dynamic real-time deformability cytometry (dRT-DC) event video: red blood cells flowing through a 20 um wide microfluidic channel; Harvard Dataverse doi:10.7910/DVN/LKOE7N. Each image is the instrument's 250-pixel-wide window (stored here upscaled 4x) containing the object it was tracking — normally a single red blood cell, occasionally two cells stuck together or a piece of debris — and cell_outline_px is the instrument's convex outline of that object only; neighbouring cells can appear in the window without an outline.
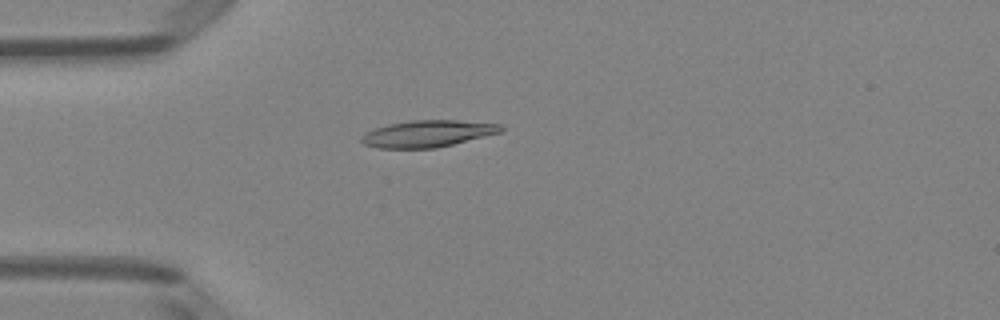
{"species": "Egyptian fruit bat (a non-hibernating species)", "species_latin": "Rousettus aegyptiacus", "temperature_condition": "room temperature", "stored_images_in_passage": 51, "camera_frame_rate_fps": 3000, "um_per_image_px": 0.085, "animal": {"sex": "female"}, "frame": {"image": 1, "passage_image": 14, "time_ms": 4.333, "image_size_px": [1000, 320], "cell_outline_px": [[504, 132], [436, 148], [376, 148], [364, 144], [360, 140], [360, 136], [364, 132], [388, 124], [412, 120], [456, 120], [504, 124]], "centroid_in_image_um": [36.38, 11.36], "position_along_channel_um": 48.6, "area_um2": 22.02}}
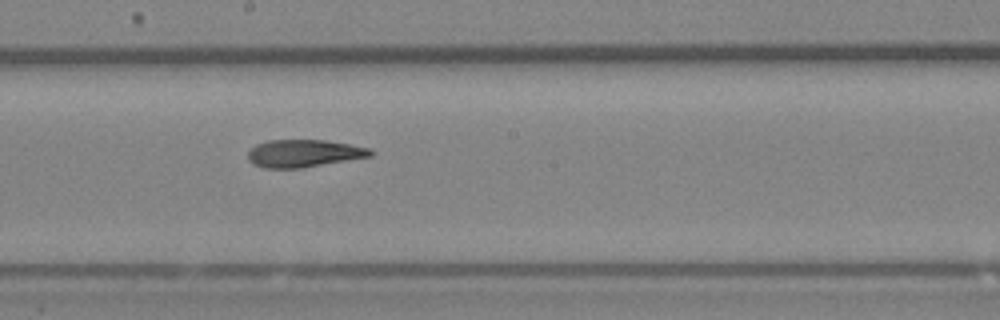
{"frame": {"image": 2, "passage_image": 28, "time_ms": 9.0, "image_size_px": [1000, 320], "cell_outline_px": [[372, 156], [304, 168], [264, 168], [252, 164], [248, 160], [248, 152], [256, 144], [268, 140], [324, 140], [372, 148]], "centroid_in_image_um": [25.82, 13.04], "position_along_channel_um": 222.4, "area_um2": 19.77}}
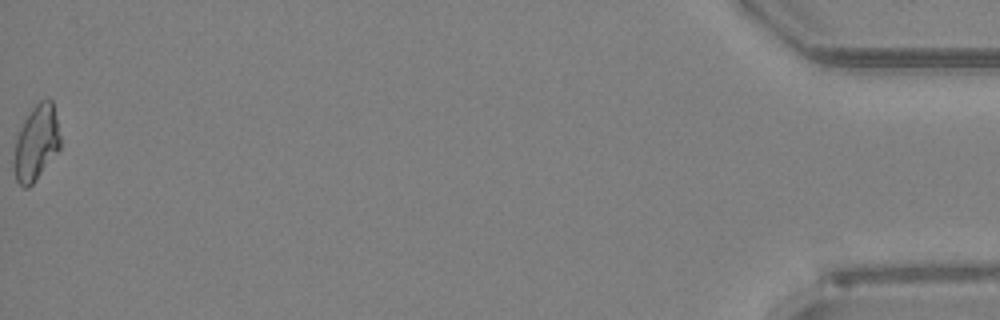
{"frame": {"image": 3, "passage_image": 51, "time_ms": 16.667, "image_size_px": [1000, 320], "cell_outline_px": [[60, 148], [36, 180], [28, 188], [24, 188], [16, 180], [12, 168], [12, 160], [16, 136], [24, 120], [32, 108], [40, 100], [48, 96], [52, 100], [56, 116], [60, 136]], "centroid_in_image_um": [3.05, 12.15], "position_along_channel_um": 432.1, "area_um2": 20.63}, "authors_computed_cell_mechanics": {"area_um2": 20.4612, "velocity_mm_per_s": 4.0226, "shape_relaxation_time_tau1_ms": 9.1385, "shape_relaxation_time_tau2_ms": 3.9195, "deformation_change_tau1": 0.2419, "deformation_change_tau2": 0.1258}}